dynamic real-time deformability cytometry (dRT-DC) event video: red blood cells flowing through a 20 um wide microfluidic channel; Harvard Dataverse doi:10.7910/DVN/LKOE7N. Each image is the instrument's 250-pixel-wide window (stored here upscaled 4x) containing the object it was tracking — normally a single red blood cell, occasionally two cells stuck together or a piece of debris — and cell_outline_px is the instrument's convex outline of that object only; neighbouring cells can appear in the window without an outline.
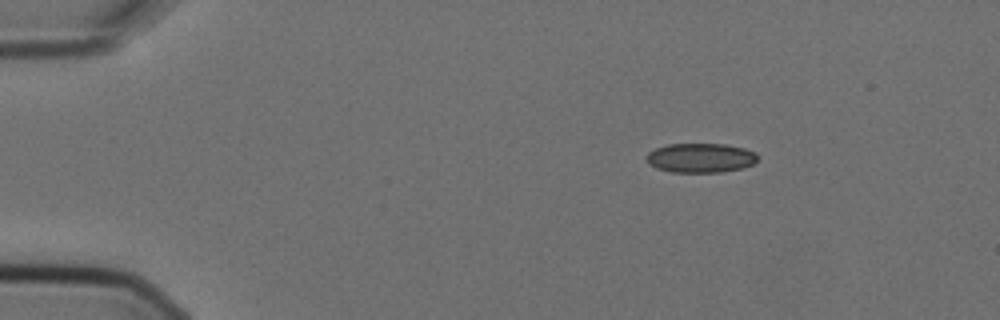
{"species": "Egyptian fruit bat (a non-hibernating species)", "species_latin": "Rousettus aegyptiacus", "temperature_condition": "cold", "stored_images_in_passage": 3, "camera_frame_rate_fps": 3000, "um_per_image_px": 0.085, "animal": {"sex": "female"}, "frame": {"image": 1, "passage_image": 1, "time_ms": 0.0, "image_size_px": [1000, 320], "cell_outline_px": [[756, 160], [752, 164], [744, 168], [720, 172], [672, 172], [656, 168], [648, 164], [648, 152], [656, 148], [668, 144], [724, 144], [744, 148], [756, 152]], "centroid_in_image_um": [59.55, 13.42], "position_along_channel_um": 25.5, "area_um2": 18.96}}